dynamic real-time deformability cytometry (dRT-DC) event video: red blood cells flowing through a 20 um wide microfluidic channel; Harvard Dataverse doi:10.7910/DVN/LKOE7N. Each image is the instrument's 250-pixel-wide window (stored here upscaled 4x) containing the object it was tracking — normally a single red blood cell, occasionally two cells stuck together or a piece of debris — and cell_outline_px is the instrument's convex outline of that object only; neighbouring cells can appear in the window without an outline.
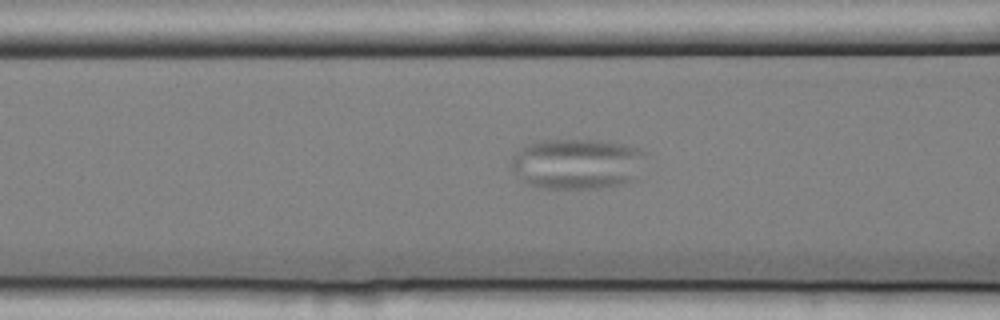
{"species": "common noctule bat (a hibernating species)", "species_latin": "Nyctalus noctula", "temperature_condition": "cold", "stored_images_in_passage": 54, "camera_frame_rate_fps": 3000, "um_per_image_px": 0.085, "animal": {"sex": "female", "body_mass_g": 25.1}, "frame": {"image": 1, "passage_image": 21, "time_ms": 6.667, "image_size_px": [1000, 320], "cell_outline_px": [[648, 152], [636, 180], [624, 184], [596, 188], [544, 188], [528, 184], [520, 180], [512, 168], [512, 156], [520, 148], [528, 144], [540, 140], [608, 140], [640, 148]], "centroid_in_image_um": [49.11, 13.91], "position_along_channel_um": 117.5, "area_um2": 40.23}}
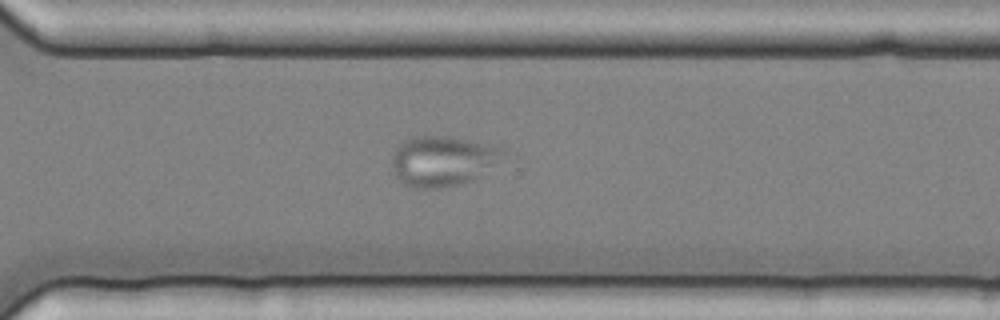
{"frame": {"image": 2, "passage_image": 39, "time_ms": 12.667, "image_size_px": [1000, 320], "cell_outline_px": [[516, 156], [476, 180], [464, 184], [440, 188], [416, 188], [404, 184], [396, 176], [392, 168], [392, 156], [396, 148], [404, 140], [416, 136], [444, 136], [468, 140], [504, 148], [516, 152]], "centroid_in_image_um": [37.85, 13.7], "position_along_channel_um": 332.7, "area_um2": 34.1}}
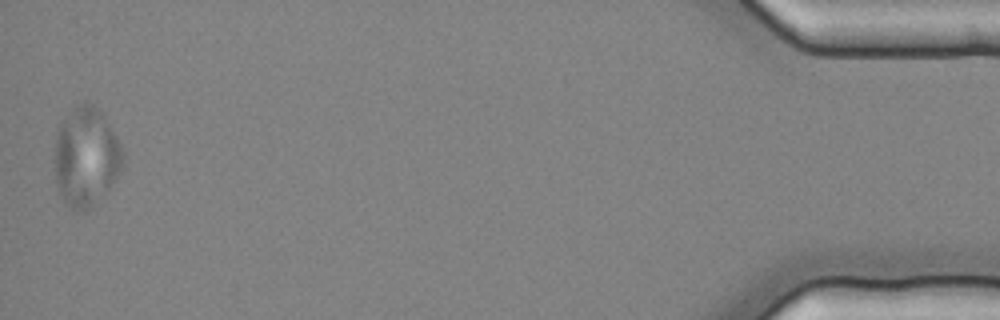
{"frame": {"image": 3, "passage_image": 54, "time_ms": 17.667, "image_size_px": [1000, 320], "cell_outline_px": [[124, 164], [108, 188], [84, 212], [76, 212], [64, 204], [60, 196], [56, 184], [52, 160], [56, 132], [60, 120], [76, 104], [84, 100], [92, 104], [104, 112], [124, 152]], "centroid_in_image_um": [7.25, 13.27], "position_along_channel_um": 427.9, "area_um2": 40.52}}